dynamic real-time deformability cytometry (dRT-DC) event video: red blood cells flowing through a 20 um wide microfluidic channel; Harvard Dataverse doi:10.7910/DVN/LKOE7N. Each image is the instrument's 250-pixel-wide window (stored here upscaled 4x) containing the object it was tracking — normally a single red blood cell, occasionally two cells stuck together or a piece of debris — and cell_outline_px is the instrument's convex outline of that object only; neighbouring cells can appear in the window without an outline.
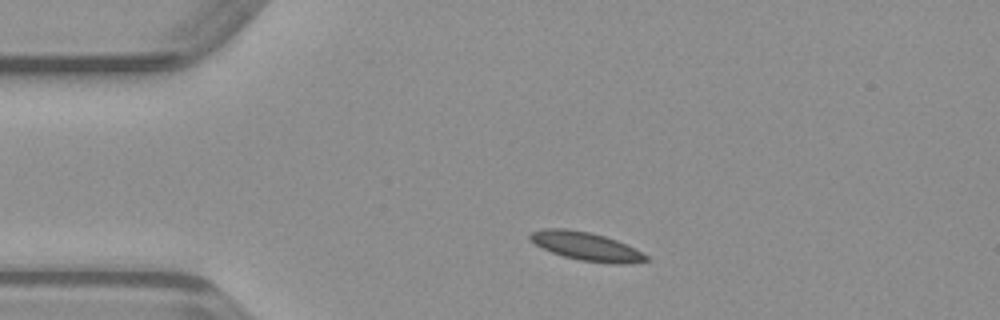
{"species": "common noctule bat (a hibernating species)", "species_latin": "Nyctalus noctula", "temperature_condition": "warm", "stored_images_in_passage": 40, "camera_frame_rate_fps": 3000, "um_per_image_px": 0.085, "animal": {"sex": "male", "body_mass_g": 23.1, "forearm_length_mm": 52.7}, "frame": {"image": 1, "passage_image": 1, "time_ms": 0.0, "image_size_px": [1000, 320], "cell_outline_px": [[648, 260], [624, 264], [616, 264], [580, 260], [564, 256], [552, 252], [536, 244], [528, 236], [532, 232], [544, 228], [568, 228], [588, 232], [604, 236], [616, 240], [648, 256]], "centroid_in_image_um": [49.8, 20.93], "position_along_channel_um": 35.2, "area_um2": 18.73}}
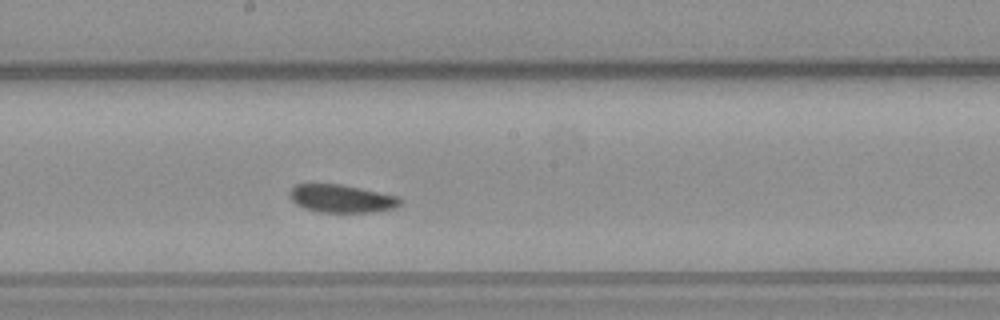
{"frame": {"image": 2, "passage_image": 17, "time_ms": 5.333, "image_size_px": [1000, 320], "cell_outline_px": [[400, 204], [396, 208], [372, 212], [320, 212], [304, 208], [296, 204], [288, 196], [288, 192], [296, 184], [340, 184], [400, 196]], "centroid_in_image_um": [29.02, 16.88], "position_along_channel_um": 219.2, "area_um2": 18.03}}
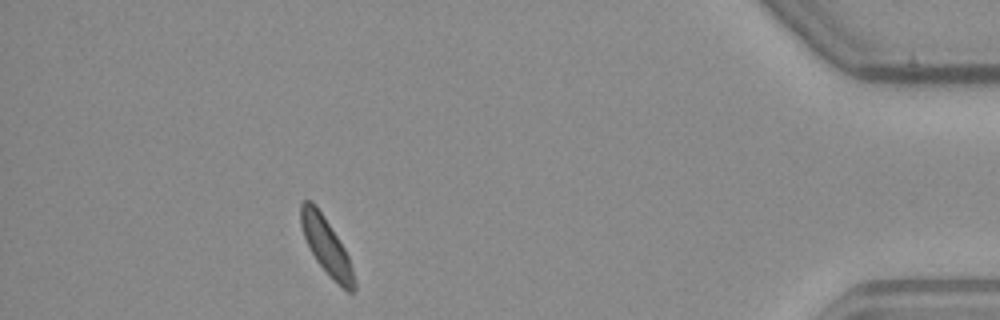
{"frame": {"image": 3, "passage_image": 35, "time_ms": 11.333, "image_size_px": [1000, 320], "cell_outline_px": [[356, 288], [352, 292], [348, 292], [316, 260], [304, 236], [300, 224], [300, 204], [304, 200], [312, 200], [316, 204], [344, 248], [348, 256], [352, 268], [356, 284]], "centroid_in_image_um": [27.72, 20.84], "position_along_channel_um": 407.5, "area_um2": 16.99}}